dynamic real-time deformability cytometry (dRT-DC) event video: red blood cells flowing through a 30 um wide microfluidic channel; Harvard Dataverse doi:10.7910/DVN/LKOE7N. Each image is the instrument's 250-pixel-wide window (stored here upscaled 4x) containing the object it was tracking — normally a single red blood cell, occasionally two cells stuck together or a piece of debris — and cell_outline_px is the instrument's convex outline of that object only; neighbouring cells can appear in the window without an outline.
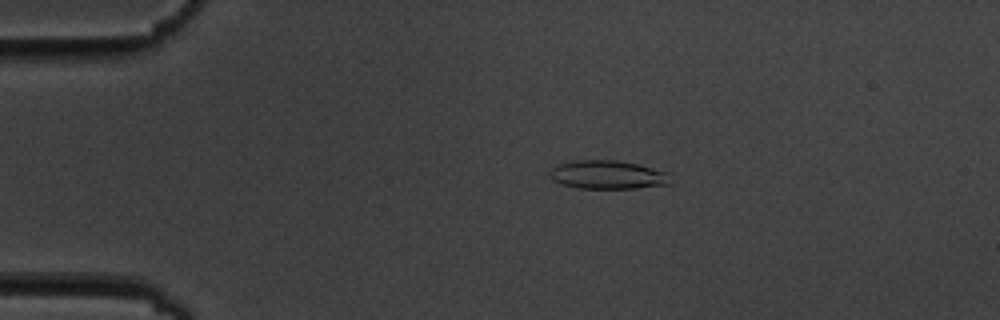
{"species": "common noctule bat (a hibernating species)", "species_latin": "Nyctalus noctula", "temperature_condition": "cold", "stored_images_in_passage": 9, "camera_frame_rate_fps": 3000, "um_per_image_px": 0.085, "animal": {"sex": "male", "body_mass_g": 19.5, "forearm_length_mm": 54.6}, "frame": {"image": 1, "passage_image": 2, "time_ms": 1.333, "image_size_px": [1000, 320], "cell_outline_px": [[672, 184], [636, 188], [580, 188], [560, 184], [552, 180], [548, 172], [556, 164], [572, 160], [616, 160], [636, 164], [668, 172]], "centroid_in_image_um": [51.62, 14.85], "position_along_channel_um": 33.4, "area_um2": 20.23}}
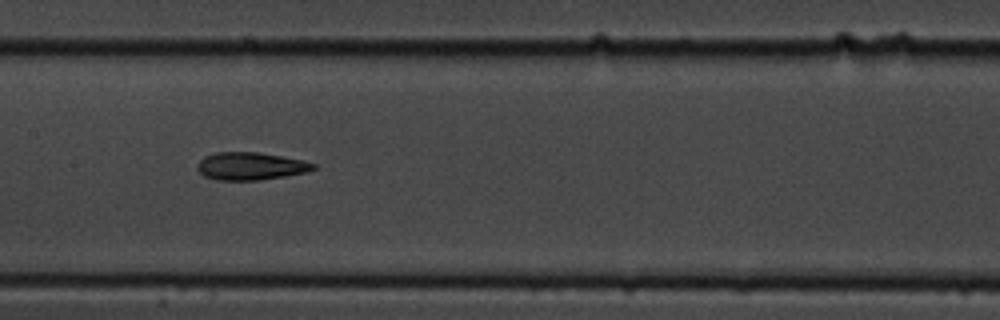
{"frame": {"image": 2, "passage_image": 7, "time_ms": 7.0, "image_size_px": [1000, 320], "cell_outline_px": [[316, 168], [308, 172], [260, 180], [216, 180], [204, 176], [196, 168], [196, 164], [204, 156], [216, 152], [256, 152], [304, 160], [316, 164]], "centroid_in_image_um": [21.29, 14.12], "position_along_channel_um": 186.1, "area_um2": 18.79}}
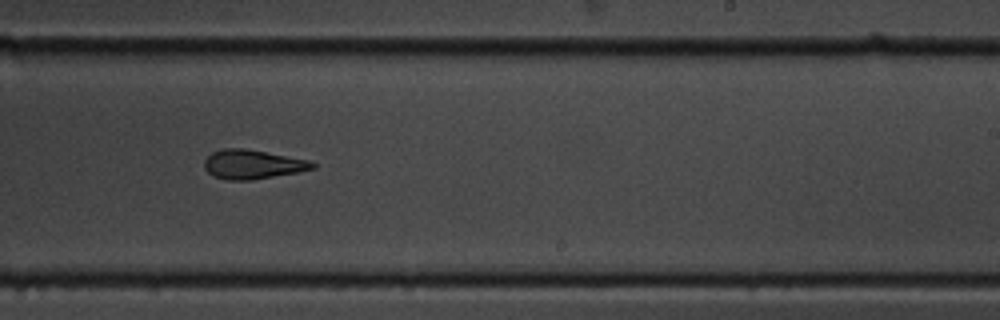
{"frame": {"image": 3, "passage_image": 9, "time_ms": 9.333, "image_size_px": [1000, 320], "cell_outline_px": [[316, 168], [300, 172], [252, 180], [228, 180], [212, 176], [204, 168], [204, 160], [212, 152], [224, 148], [244, 148], [308, 160], [316, 164]], "centroid_in_image_um": [21.46, 13.98], "position_along_channel_um": 267.5, "area_um2": 18.44}}